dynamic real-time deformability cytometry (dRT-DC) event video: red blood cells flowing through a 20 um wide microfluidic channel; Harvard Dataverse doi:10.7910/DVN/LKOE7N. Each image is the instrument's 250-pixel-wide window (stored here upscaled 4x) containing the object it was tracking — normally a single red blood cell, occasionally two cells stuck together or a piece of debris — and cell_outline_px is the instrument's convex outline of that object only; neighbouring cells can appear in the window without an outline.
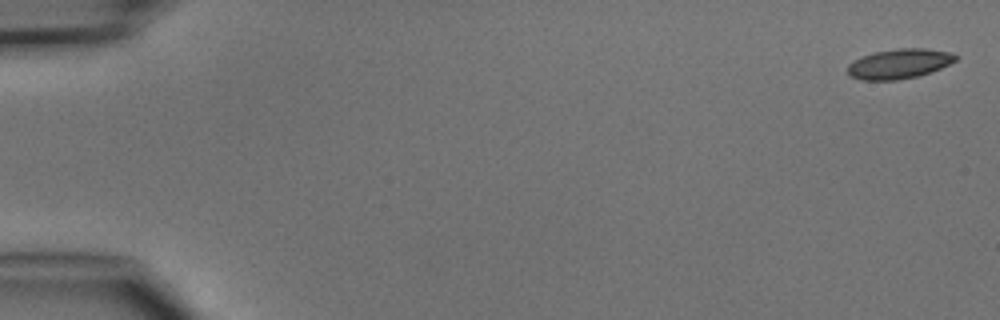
{"species": "common noctule bat (a hibernating species)", "species_latin": "Nyctalus noctula", "temperature_condition": "cold", "stored_images_in_passage": 5, "camera_frame_rate_fps": 3000, "um_per_image_px": 0.085, "animal": {"sex": "male", "body_mass_g": 15.6}, "frame": {"image": 1, "passage_image": 1, "time_ms": 0.0, "image_size_px": [1000, 320], "cell_outline_px": [[956, 60], [940, 68], [920, 76], [896, 80], [864, 80], [852, 76], [848, 72], [848, 64], [864, 56], [876, 52], [900, 48], [924, 48], [952, 52], [956, 56]], "centroid_in_image_um": [76.47, 5.42], "position_along_channel_um": 8.5, "area_um2": 18.44}}
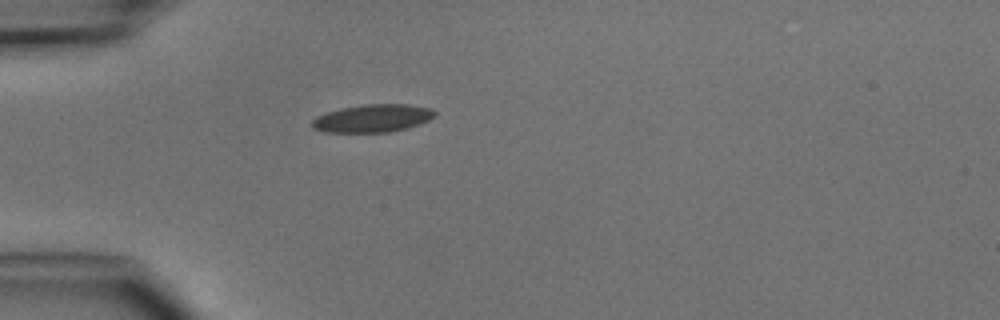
{"frame": {"image": 2, "passage_image": 5, "time_ms": 4.333, "image_size_px": [1000, 320], "cell_outline_px": [[436, 116], [420, 124], [408, 128], [392, 132], [324, 132], [312, 128], [312, 120], [316, 116], [340, 108], [364, 104], [408, 104], [432, 108], [436, 112]], "centroid_in_image_um": [31.7, 10.05], "position_along_channel_um": 53.3, "area_um2": 20.11}}